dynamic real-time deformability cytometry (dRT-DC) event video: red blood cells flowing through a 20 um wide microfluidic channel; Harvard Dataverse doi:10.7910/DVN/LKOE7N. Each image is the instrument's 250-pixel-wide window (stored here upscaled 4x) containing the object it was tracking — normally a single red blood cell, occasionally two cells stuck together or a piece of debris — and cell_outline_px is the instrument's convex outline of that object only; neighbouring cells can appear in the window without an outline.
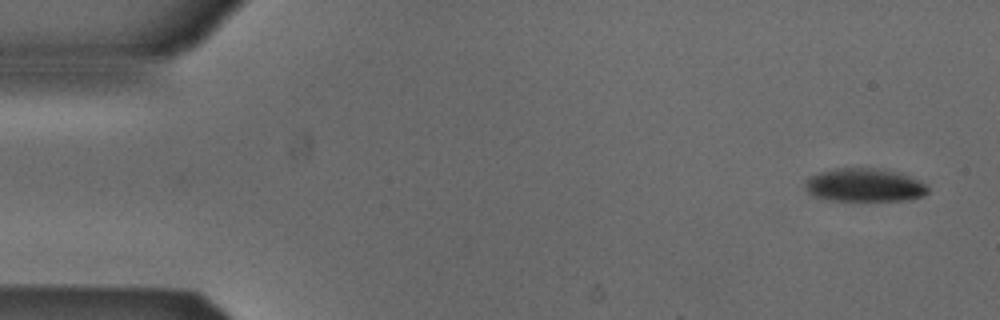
{"species": "Egyptian fruit bat (a non-hibernating species)", "species_latin": "Rousettus aegyptiacus", "temperature_condition": "cold", "stored_images_in_passage": 5, "segment_of_instrument_passage": [2, 2], "camera_frame_rate_fps": 3000, "um_per_image_px": 0.085, "animal": {"sex": "male"}, "frame": {"image": 1, "passage_image": 5, "time_ms": 1.333, "image_size_px": [1000, 320], "cell_outline_px": [[928, 192], [924, 196], [908, 200], [828, 200], [816, 196], [808, 192], [808, 180], [812, 176], [820, 172], [836, 168], [884, 168], [900, 172], [920, 180], [928, 184]], "centroid_in_image_um": [73.6, 15.72], "position_along_channel_um": 11.4, "area_um2": 23.76}}